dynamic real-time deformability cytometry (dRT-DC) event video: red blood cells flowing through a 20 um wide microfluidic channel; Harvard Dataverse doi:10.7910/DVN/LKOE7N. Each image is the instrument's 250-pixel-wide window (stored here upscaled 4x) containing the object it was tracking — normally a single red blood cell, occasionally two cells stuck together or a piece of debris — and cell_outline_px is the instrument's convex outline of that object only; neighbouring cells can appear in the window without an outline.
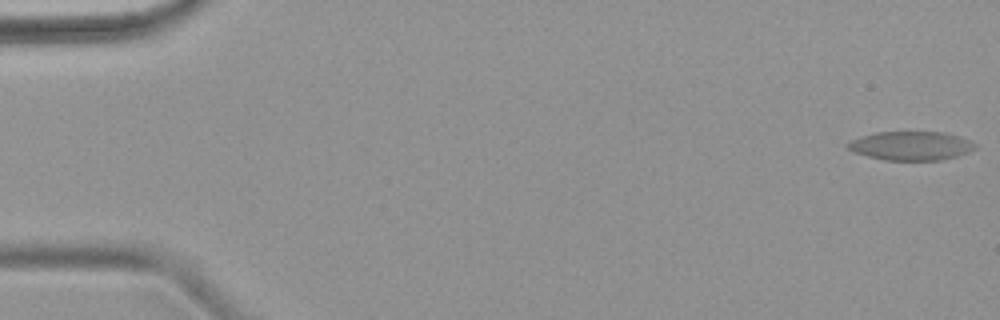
{"species": "common noctule bat (a hibernating species)", "species_latin": "Nyctalus noctula", "temperature_condition": "warm", "stored_images_in_passage": 7, "camera_frame_rate_fps": 3000, "um_per_image_px": 0.085, "animal": {"sex": "female", "body_mass_g": 18.4}, "frame": {"image": 1, "passage_image": 1, "time_ms": 0.0, "image_size_px": [1000, 320], "cell_outline_px": [[976, 148], [968, 152], [956, 156], [940, 160], [884, 160], [868, 156], [856, 152], [848, 148], [848, 144], [852, 140], [876, 132], [944, 132], [968, 140], [976, 144]], "centroid_in_image_um": [77.46, 12.39], "position_along_channel_um": 7.5, "area_um2": 20.98}}